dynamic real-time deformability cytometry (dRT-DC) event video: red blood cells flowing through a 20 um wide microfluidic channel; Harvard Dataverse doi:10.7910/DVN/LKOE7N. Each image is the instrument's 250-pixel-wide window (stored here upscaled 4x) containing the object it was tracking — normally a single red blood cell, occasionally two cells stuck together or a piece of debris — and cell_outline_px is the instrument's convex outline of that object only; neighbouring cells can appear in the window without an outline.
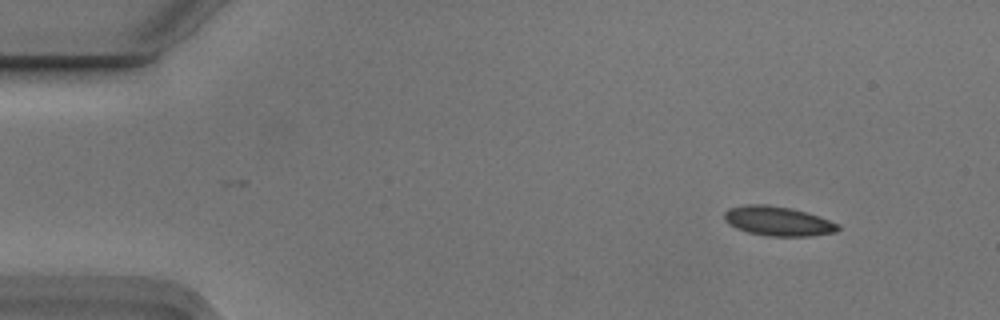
{"species": "Egyptian fruit bat (a non-hibernating species)", "species_latin": "Rousettus aegyptiacus", "temperature_condition": "cold", "stored_images_in_passage": 5, "camera_frame_rate_fps": 3000, "um_per_image_px": 0.085, "animal": {"sex": "male"}, "frame": {"image": 1, "passage_image": 1, "time_ms": 0.0, "image_size_px": [1000, 320], "cell_outline_px": [[840, 228], [836, 232], [812, 236], [768, 236], [748, 232], [736, 228], [728, 224], [724, 220], [724, 212], [732, 208], [748, 204], [764, 204], [792, 208], [808, 212], [828, 220], [836, 224]], "centroid_in_image_um": [66.11, 18.8], "position_along_channel_um": 18.9, "area_um2": 19.42}}
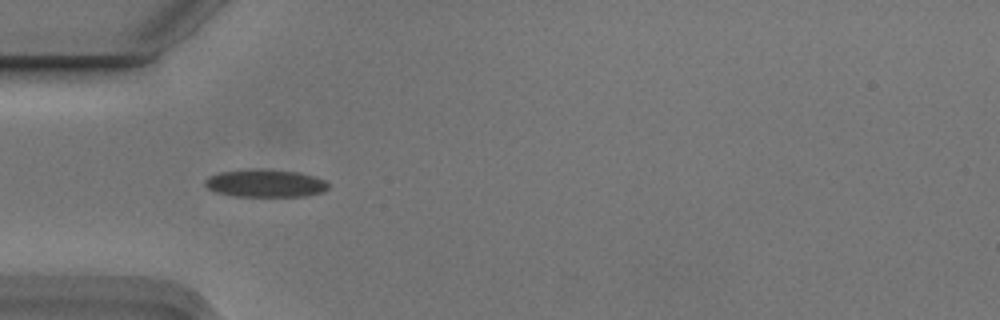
{"frame": {"image": 2, "passage_image": 4, "time_ms": 1.0, "image_size_px": [1000, 320], "cell_outline_px": [[328, 188], [324, 192], [304, 196], [232, 196], [216, 192], [208, 188], [204, 184], [204, 180], [208, 176], [220, 172], [248, 168], [260, 168], [296, 172], [312, 176], [324, 180], [328, 184]], "centroid_in_image_um": [22.5, 15.57], "position_along_channel_um": 62.5, "area_um2": 20.06}}
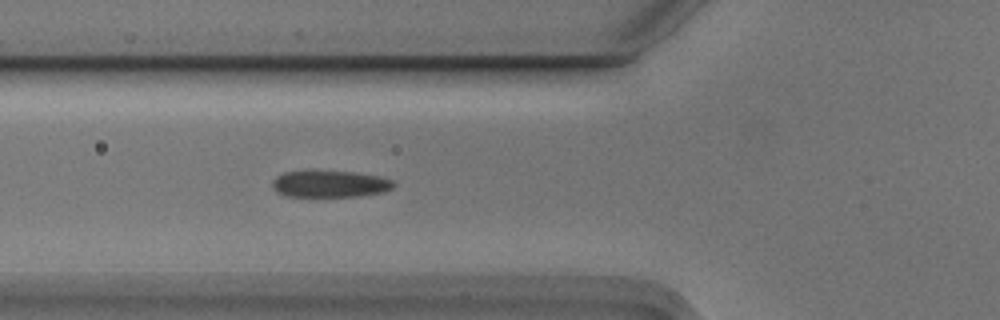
{"frame": {"image": 3, "passage_image": 5, "time_ms": 1.333, "image_size_px": [1000, 320], "cell_outline_px": [[396, 184], [392, 188], [384, 192], [360, 196], [284, 196], [276, 192], [272, 188], [272, 180], [276, 176], [284, 172], [356, 172], [380, 176], [392, 180]], "centroid_in_image_um": [28.05, 15.65], "position_along_channel_um": 97.7, "area_um2": 18.79}}